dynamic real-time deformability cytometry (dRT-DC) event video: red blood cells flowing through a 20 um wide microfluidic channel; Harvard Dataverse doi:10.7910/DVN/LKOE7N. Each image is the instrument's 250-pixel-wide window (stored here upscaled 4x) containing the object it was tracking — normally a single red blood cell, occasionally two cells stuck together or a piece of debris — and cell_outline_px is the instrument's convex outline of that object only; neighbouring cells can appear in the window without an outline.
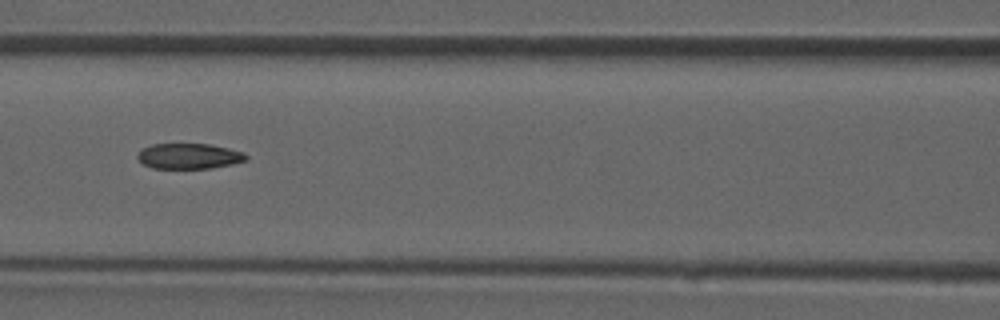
{"species": "common noctule bat (a hibernating species)", "species_latin": "Nyctalus noctula", "temperature_condition": "room temperature", "stored_images_in_passage": 44, "camera_frame_rate_fps": 3000, "um_per_image_px": 0.085, "animal": {"sex": "male", "forearm_length_mm": 52.5}, "frame": {"image": 1, "passage_image": 19, "time_ms": 6.0, "image_size_px": [1000, 320], "cell_outline_px": [[248, 160], [232, 164], [212, 168], [152, 168], [144, 164], [136, 156], [140, 148], [152, 144], [208, 144], [228, 148], [244, 152], [248, 156]], "centroid_in_image_um": [16.07, 13.26], "position_along_channel_um": 150.5, "area_um2": 16.18}}